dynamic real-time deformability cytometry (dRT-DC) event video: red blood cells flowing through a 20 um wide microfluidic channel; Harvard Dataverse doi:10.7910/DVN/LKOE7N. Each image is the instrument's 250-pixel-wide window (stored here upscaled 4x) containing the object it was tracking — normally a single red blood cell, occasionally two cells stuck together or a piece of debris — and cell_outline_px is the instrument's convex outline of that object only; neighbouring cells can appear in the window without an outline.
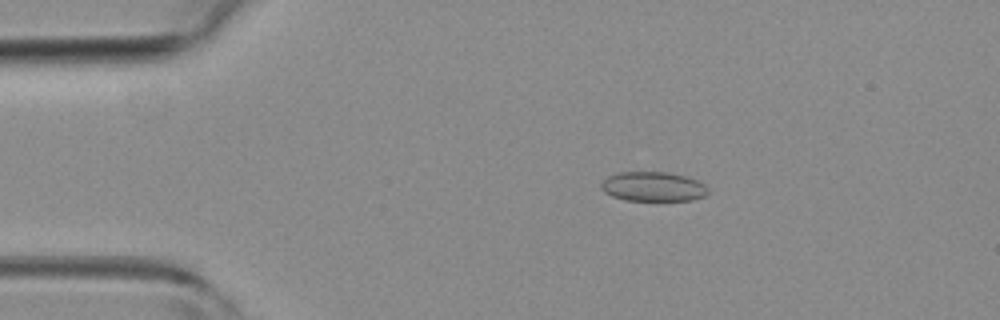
{"species": "common noctule bat (a hibernating species)", "species_latin": "Nyctalus noctula", "temperature_condition": "room temperature", "stored_images_in_passage": 4, "camera_frame_rate_fps": 3000, "um_per_image_px": 0.085, "animal": {"sex": "female", "body_mass_g": 19.3, "forearm_length_mm": 54.1}, "frame": {"image": 1, "passage_image": 3, "time_ms": 2.333, "image_size_px": [1000, 320], "cell_outline_px": [[708, 192], [704, 196], [692, 200], [624, 200], [612, 196], [604, 192], [600, 188], [600, 184], [608, 176], [620, 172], [668, 172], [684, 176], [696, 180], [704, 184], [708, 188]], "centroid_in_image_um": [55.49, 15.86], "position_along_channel_um": 29.5, "area_um2": 18.32}}